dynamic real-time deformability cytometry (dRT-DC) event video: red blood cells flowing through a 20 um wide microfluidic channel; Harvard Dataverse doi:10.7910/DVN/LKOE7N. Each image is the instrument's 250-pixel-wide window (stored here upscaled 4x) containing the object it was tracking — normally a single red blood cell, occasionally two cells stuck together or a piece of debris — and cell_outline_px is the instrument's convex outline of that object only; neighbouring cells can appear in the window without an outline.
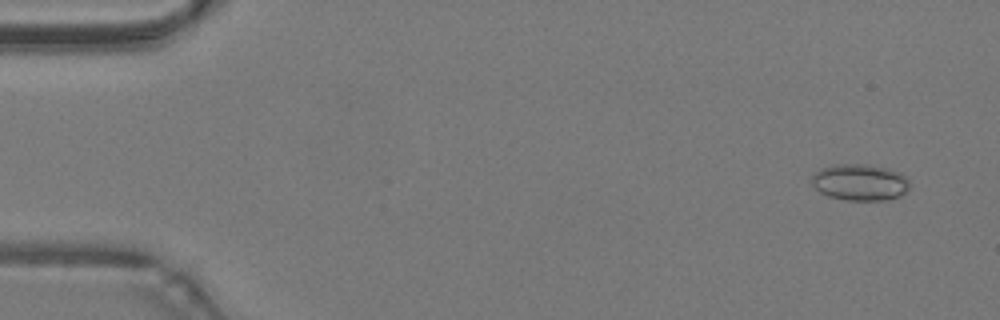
{"species": "common noctule bat (a hibernating species)", "species_latin": "Nyctalus noctula", "temperature_condition": "warm", "stored_images_in_passage": 48, "camera_frame_rate_fps": 3000, "um_per_image_px": 0.085, "animal": {"sex": "male", "body_mass_g": 19.2, "forearm_length_mm": 51.8}, "frame": {"image": 1, "passage_image": 3, "time_ms": 0.667, "image_size_px": [1000, 320], "cell_outline_px": [[908, 188], [900, 196], [884, 200], [848, 200], [828, 196], [820, 192], [812, 184], [812, 176], [820, 168], [832, 164], [868, 164], [888, 168], [900, 172], [908, 180]], "centroid_in_image_um": [73.08, 15.48], "position_along_channel_um": 11.9, "area_um2": 20.81}}
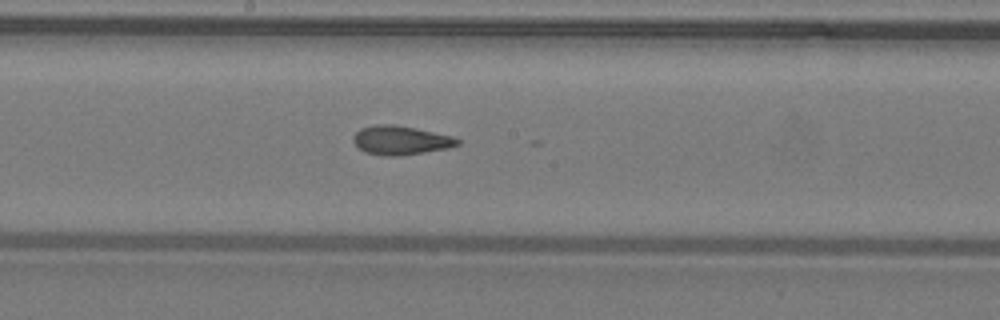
{"frame": {"image": 2, "passage_image": 26, "time_ms": 8.333, "image_size_px": [1000, 320], "cell_outline_px": [[460, 144], [448, 148], [424, 152], [396, 156], [384, 156], [364, 152], [352, 140], [352, 136], [360, 128], [376, 124], [396, 124], [416, 128], [452, 136], [460, 140]], "centroid_in_image_um": [34.04, 11.91], "position_along_channel_um": 214.2, "area_um2": 17.63}}
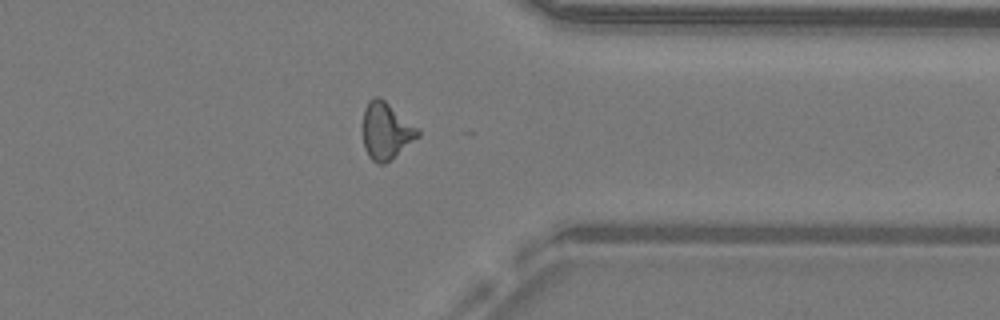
{"frame": {"image": 3, "passage_image": 38, "time_ms": 12.333, "image_size_px": [1000, 320], "cell_outline_px": [[420, 136], [392, 160], [384, 164], [376, 164], [368, 156], [364, 148], [364, 108], [368, 100], [372, 96], [380, 96], [420, 128]], "centroid_in_image_um": [32.85, 11.13], "position_along_channel_um": 378.5, "area_um2": 18.67}, "authors_computed_cell_mechanics": {"area_um2": 17.7735, "velocity_mm_per_s": 4.2919, "shape_relaxation_time_tau1_ms": null, "shape_relaxation_time_tau2_ms": 2.6667, "deformation_change_tau1": null, "deformation_change_tau2": 0.0958}}